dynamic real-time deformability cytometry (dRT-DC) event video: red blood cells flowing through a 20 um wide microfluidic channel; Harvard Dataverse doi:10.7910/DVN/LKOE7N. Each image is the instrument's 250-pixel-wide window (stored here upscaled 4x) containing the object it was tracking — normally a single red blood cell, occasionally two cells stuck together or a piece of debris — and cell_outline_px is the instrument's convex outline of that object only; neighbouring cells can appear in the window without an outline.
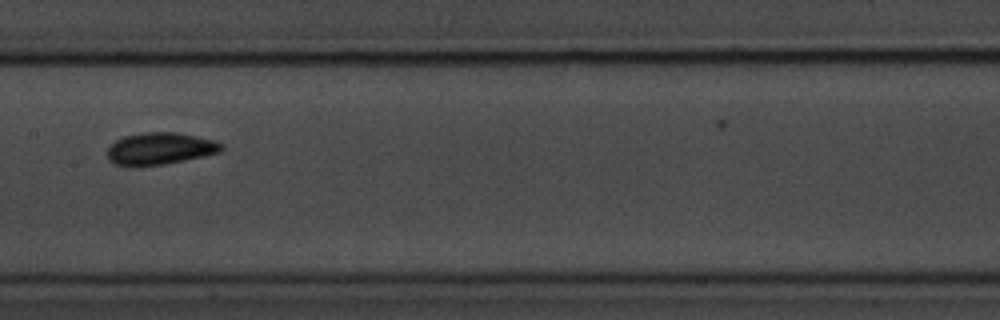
{"species": "common noctule bat (a hibernating species)", "species_latin": "Nyctalus noctula", "temperature_condition": "room temperature", "stored_images_in_passage": 14, "camera_frame_rate_fps": 3000, "um_per_image_px": 0.085, "animal": {"sex": "male", "body_mass_g": 20.1, "forearm_length_mm": 53.5}, "frame": {"image": 1, "passage_image": 7, "time_ms": 7.667, "image_size_px": [1000, 320], "cell_outline_px": [[224, 148], [220, 152], [204, 156], [164, 164], [136, 168], [128, 168], [112, 164], [108, 160], [108, 148], [116, 140], [124, 136], [144, 132], [176, 132], [216, 140], [224, 144]], "centroid_in_image_um": [13.57, 12.66], "position_along_channel_um": 193.8, "area_um2": 21.85}, "authors_computed_cell_mechanics": {"area_um2": 20.1144, "velocity_mm_per_s": 3.6364, "shape_relaxation_time_tau1_ms": 1.8542, "shape_relaxation_time_tau2_ms": null, "deformation_change_tau1": 0.1347, "deformation_change_tau2": null}}